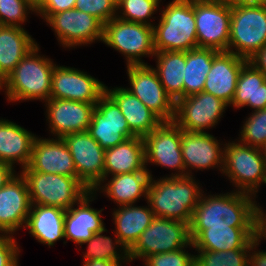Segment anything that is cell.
Segmentation results:
<instances>
[{
	"label": "cell",
	"instance_id": "cell-22",
	"mask_svg": "<svg viewBox=\"0 0 266 266\" xmlns=\"http://www.w3.org/2000/svg\"><path fill=\"white\" fill-rule=\"evenodd\" d=\"M96 194L93 191L86 193L77 204L72 205L65 211L64 216V238L63 243L68 240L73 241L77 245L89 240L97 233L105 229V224L102 219V211L92 208L90 202L96 200ZM77 205V207H76Z\"/></svg>",
	"mask_w": 266,
	"mask_h": 266
},
{
	"label": "cell",
	"instance_id": "cell-42",
	"mask_svg": "<svg viewBox=\"0 0 266 266\" xmlns=\"http://www.w3.org/2000/svg\"><path fill=\"white\" fill-rule=\"evenodd\" d=\"M20 252L13 235L0 233V266H19Z\"/></svg>",
	"mask_w": 266,
	"mask_h": 266
},
{
	"label": "cell",
	"instance_id": "cell-19",
	"mask_svg": "<svg viewBox=\"0 0 266 266\" xmlns=\"http://www.w3.org/2000/svg\"><path fill=\"white\" fill-rule=\"evenodd\" d=\"M46 121L54 138L66 134L85 132L92 121L96 104L64 99H49L44 102Z\"/></svg>",
	"mask_w": 266,
	"mask_h": 266
},
{
	"label": "cell",
	"instance_id": "cell-8",
	"mask_svg": "<svg viewBox=\"0 0 266 266\" xmlns=\"http://www.w3.org/2000/svg\"><path fill=\"white\" fill-rule=\"evenodd\" d=\"M102 43L124 55L126 66L147 65L142 58L156 54L153 26L118 17L104 24Z\"/></svg>",
	"mask_w": 266,
	"mask_h": 266
},
{
	"label": "cell",
	"instance_id": "cell-32",
	"mask_svg": "<svg viewBox=\"0 0 266 266\" xmlns=\"http://www.w3.org/2000/svg\"><path fill=\"white\" fill-rule=\"evenodd\" d=\"M230 106L237 110L248 106L252 112L266 109V76L249 61L242 66Z\"/></svg>",
	"mask_w": 266,
	"mask_h": 266
},
{
	"label": "cell",
	"instance_id": "cell-41",
	"mask_svg": "<svg viewBox=\"0 0 266 266\" xmlns=\"http://www.w3.org/2000/svg\"><path fill=\"white\" fill-rule=\"evenodd\" d=\"M186 248L173 252L153 254L145 258L144 266H194L195 255L188 253Z\"/></svg>",
	"mask_w": 266,
	"mask_h": 266
},
{
	"label": "cell",
	"instance_id": "cell-43",
	"mask_svg": "<svg viewBox=\"0 0 266 266\" xmlns=\"http://www.w3.org/2000/svg\"><path fill=\"white\" fill-rule=\"evenodd\" d=\"M75 3L76 0H46L35 14L46 20L51 14L74 9Z\"/></svg>",
	"mask_w": 266,
	"mask_h": 266
},
{
	"label": "cell",
	"instance_id": "cell-33",
	"mask_svg": "<svg viewBox=\"0 0 266 266\" xmlns=\"http://www.w3.org/2000/svg\"><path fill=\"white\" fill-rule=\"evenodd\" d=\"M156 71L158 78L167 94L174 102L184 97V75L186 52L161 51L156 52Z\"/></svg>",
	"mask_w": 266,
	"mask_h": 266
},
{
	"label": "cell",
	"instance_id": "cell-15",
	"mask_svg": "<svg viewBox=\"0 0 266 266\" xmlns=\"http://www.w3.org/2000/svg\"><path fill=\"white\" fill-rule=\"evenodd\" d=\"M71 152L77 178L92 191L104 179L105 149L87 132L62 137Z\"/></svg>",
	"mask_w": 266,
	"mask_h": 266
},
{
	"label": "cell",
	"instance_id": "cell-50",
	"mask_svg": "<svg viewBox=\"0 0 266 266\" xmlns=\"http://www.w3.org/2000/svg\"><path fill=\"white\" fill-rule=\"evenodd\" d=\"M26 1L36 13L44 5L46 0H26Z\"/></svg>",
	"mask_w": 266,
	"mask_h": 266
},
{
	"label": "cell",
	"instance_id": "cell-48",
	"mask_svg": "<svg viewBox=\"0 0 266 266\" xmlns=\"http://www.w3.org/2000/svg\"><path fill=\"white\" fill-rule=\"evenodd\" d=\"M82 263V266H122V262H114L100 259L83 261Z\"/></svg>",
	"mask_w": 266,
	"mask_h": 266
},
{
	"label": "cell",
	"instance_id": "cell-40",
	"mask_svg": "<svg viewBox=\"0 0 266 266\" xmlns=\"http://www.w3.org/2000/svg\"><path fill=\"white\" fill-rule=\"evenodd\" d=\"M74 9L90 14L106 24L117 15V0H76Z\"/></svg>",
	"mask_w": 266,
	"mask_h": 266
},
{
	"label": "cell",
	"instance_id": "cell-44",
	"mask_svg": "<svg viewBox=\"0 0 266 266\" xmlns=\"http://www.w3.org/2000/svg\"><path fill=\"white\" fill-rule=\"evenodd\" d=\"M260 241L257 238L253 239V245L249 254L248 266H266V251L257 250ZM257 248V249H256Z\"/></svg>",
	"mask_w": 266,
	"mask_h": 266
},
{
	"label": "cell",
	"instance_id": "cell-9",
	"mask_svg": "<svg viewBox=\"0 0 266 266\" xmlns=\"http://www.w3.org/2000/svg\"><path fill=\"white\" fill-rule=\"evenodd\" d=\"M184 247L193 248L189 223L154 217L135 244L128 250L129 263L158 253L173 252Z\"/></svg>",
	"mask_w": 266,
	"mask_h": 266
},
{
	"label": "cell",
	"instance_id": "cell-17",
	"mask_svg": "<svg viewBox=\"0 0 266 266\" xmlns=\"http://www.w3.org/2000/svg\"><path fill=\"white\" fill-rule=\"evenodd\" d=\"M105 86L87 72L55 64L50 98L96 104L105 92Z\"/></svg>",
	"mask_w": 266,
	"mask_h": 266
},
{
	"label": "cell",
	"instance_id": "cell-24",
	"mask_svg": "<svg viewBox=\"0 0 266 266\" xmlns=\"http://www.w3.org/2000/svg\"><path fill=\"white\" fill-rule=\"evenodd\" d=\"M109 177H105L92 191L96 194L104 193V196L121 206L136 204L143 196L144 199L147 198V188L153 175L152 171L145 167L142 171Z\"/></svg>",
	"mask_w": 266,
	"mask_h": 266
},
{
	"label": "cell",
	"instance_id": "cell-23",
	"mask_svg": "<svg viewBox=\"0 0 266 266\" xmlns=\"http://www.w3.org/2000/svg\"><path fill=\"white\" fill-rule=\"evenodd\" d=\"M247 61L234 53L218 52L213 57L212 67L207 74L203 91L214 95L230 106L242 66Z\"/></svg>",
	"mask_w": 266,
	"mask_h": 266
},
{
	"label": "cell",
	"instance_id": "cell-20",
	"mask_svg": "<svg viewBox=\"0 0 266 266\" xmlns=\"http://www.w3.org/2000/svg\"><path fill=\"white\" fill-rule=\"evenodd\" d=\"M31 206L27 182L17 173L0 189V233L15 235L24 229Z\"/></svg>",
	"mask_w": 266,
	"mask_h": 266
},
{
	"label": "cell",
	"instance_id": "cell-25",
	"mask_svg": "<svg viewBox=\"0 0 266 266\" xmlns=\"http://www.w3.org/2000/svg\"><path fill=\"white\" fill-rule=\"evenodd\" d=\"M105 92L116 102L130 130L139 137L154 131L163 121L125 87L108 88Z\"/></svg>",
	"mask_w": 266,
	"mask_h": 266
},
{
	"label": "cell",
	"instance_id": "cell-4",
	"mask_svg": "<svg viewBox=\"0 0 266 266\" xmlns=\"http://www.w3.org/2000/svg\"><path fill=\"white\" fill-rule=\"evenodd\" d=\"M159 10L154 28L156 52H186L198 48L195 22V0H172Z\"/></svg>",
	"mask_w": 266,
	"mask_h": 266
},
{
	"label": "cell",
	"instance_id": "cell-31",
	"mask_svg": "<svg viewBox=\"0 0 266 266\" xmlns=\"http://www.w3.org/2000/svg\"><path fill=\"white\" fill-rule=\"evenodd\" d=\"M31 36L25 28L0 26V74L5 79L37 45Z\"/></svg>",
	"mask_w": 266,
	"mask_h": 266
},
{
	"label": "cell",
	"instance_id": "cell-1",
	"mask_svg": "<svg viewBox=\"0 0 266 266\" xmlns=\"http://www.w3.org/2000/svg\"><path fill=\"white\" fill-rule=\"evenodd\" d=\"M256 197L244 192L202 193L189 224L193 240L202 230L219 227H256Z\"/></svg>",
	"mask_w": 266,
	"mask_h": 266
},
{
	"label": "cell",
	"instance_id": "cell-7",
	"mask_svg": "<svg viewBox=\"0 0 266 266\" xmlns=\"http://www.w3.org/2000/svg\"><path fill=\"white\" fill-rule=\"evenodd\" d=\"M266 46V5L231 4L228 52L251 59Z\"/></svg>",
	"mask_w": 266,
	"mask_h": 266
},
{
	"label": "cell",
	"instance_id": "cell-34",
	"mask_svg": "<svg viewBox=\"0 0 266 266\" xmlns=\"http://www.w3.org/2000/svg\"><path fill=\"white\" fill-rule=\"evenodd\" d=\"M218 53L214 49L196 48L186 51L184 75V97L198 94L204 90V84L209 73L213 57Z\"/></svg>",
	"mask_w": 266,
	"mask_h": 266
},
{
	"label": "cell",
	"instance_id": "cell-30",
	"mask_svg": "<svg viewBox=\"0 0 266 266\" xmlns=\"http://www.w3.org/2000/svg\"><path fill=\"white\" fill-rule=\"evenodd\" d=\"M145 168L144 141L135 136L121 144L105 149L104 178L142 171Z\"/></svg>",
	"mask_w": 266,
	"mask_h": 266
},
{
	"label": "cell",
	"instance_id": "cell-47",
	"mask_svg": "<svg viewBox=\"0 0 266 266\" xmlns=\"http://www.w3.org/2000/svg\"><path fill=\"white\" fill-rule=\"evenodd\" d=\"M15 168L0 161V189L16 174Z\"/></svg>",
	"mask_w": 266,
	"mask_h": 266
},
{
	"label": "cell",
	"instance_id": "cell-12",
	"mask_svg": "<svg viewBox=\"0 0 266 266\" xmlns=\"http://www.w3.org/2000/svg\"><path fill=\"white\" fill-rule=\"evenodd\" d=\"M44 22L51 27L58 43L64 48L75 49L103 40L104 24L96 17L76 9L51 14Z\"/></svg>",
	"mask_w": 266,
	"mask_h": 266
},
{
	"label": "cell",
	"instance_id": "cell-29",
	"mask_svg": "<svg viewBox=\"0 0 266 266\" xmlns=\"http://www.w3.org/2000/svg\"><path fill=\"white\" fill-rule=\"evenodd\" d=\"M146 203L147 206L131 204L117 206V209H113L112 220L115 224L113 232L127 251L155 217L148 202Z\"/></svg>",
	"mask_w": 266,
	"mask_h": 266
},
{
	"label": "cell",
	"instance_id": "cell-5",
	"mask_svg": "<svg viewBox=\"0 0 266 266\" xmlns=\"http://www.w3.org/2000/svg\"><path fill=\"white\" fill-rule=\"evenodd\" d=\"M222 174L228 177L234 191L257 197L259 187L266 185V153L239 140L225 142Z\"/></svg>",
	"mask_w": 266,
	"mask_h": 266
},
{
	"label": "cell",
	"instance_id": "cell-26",
	"mask_svg": "<svg viewBox=\"0 0 266 266\" xmlns=\"http://www.w3.org/2000/svg\"><path fill=\"white\" fill-rule=\"evenodd\" d=\"M36 136L13 121L0 118V161L14 168L15 165H21L20 169L27 167Z\"/></svg>",
	"mask_w": 266,
	"mask_h": 266
},
{
	"label": "cell",
	"instance_id": "cell-39",
	"mask_svg": "<svg viewBox=\"0 0 266 266\" xmlns=\"http://www.w3.org/2000/svg\"><path fill=\"white\" fill-rule=\"evenodd\" d=\"M30 11L35 14L26 0H0V23L3 26L23 28Z\"/></svg>",
	"mask_w": 266,
	"mask_h": 266
},
{
	"label": "cell",
	"instance_id": "cell-27",
	"mask_svg": "<svg viewBox=\"0 0 266 266\" xmlns=\"http://www.w3.org/2000/svg\"><path fill=\"white\" fill-rule=\"evenodd\" d=\"M64 216L65 210L61 208L32 204L24 229H29L37 242L50 248L65 239Z\"/></svg>",
	"mask_w": 266,
	"mask_h": 266
},
{
	"label": "cell",
	"instance_id": "cell-36",
	"mask_svg": "<svg viewBox=\"0 0 266 266\" xmlns=\"http://www.w3.org/2000/svg\"><path fill=\"white\" fill-rule=\"evenodd\" d=\"M253 240L243 249L227 251L195 250L194 266H248Z\"/></svg>",
	"mask_w": 266,
	"mask_h": 266
},
{
	"label": "cell",
	"instance_id": "cell-14",
	"mask_svg": "<svg viewBox=\"0 0 266 266\" xmlns=\"http://www.w3.org/2000/svg\"><path fill=\"white\" fill-rule=\"evenodd\" d=\"M127 75L130 93L153 111L162 121H173L175 102L167 94L151 65H129Z\"/></svg>",
	"mask_w": 266,
	"mask_h": 266
},
{
	"label": "cell",
	"instance_id": "cell-3",
	"mask_svg": "<svg viewBox=\"0 0 266 266\" xmlns=\"http://www.w3.org/2000/svg\"><path fill=\"white\" fill-rule=\"evenodd\" d=\"M38 45L29 51L6 77L4 94L8 102H46L50 99L55 63L45 55H40Z\"/></svg>",
	"mask_w": 266,
	"mask_h": 266
},
{
	"label": "cell",
	"instance_id": "cell-13",
	"mask_svg": "<svg viewBox=\"0 0 266 266\" xmlns=\"http://www.w3.org/2000/svg\"><path fill=\"white\" fill-rule=\"evenodd\" d=\"M227 107L221 99L202 91L175 102L173 121L184 131L204 133L218 124Z\"/></svg>",
	"mask_w": 266,
	"mask_h": 266
},
{
	"label": "cell",
	"instance_id": "cell-38",
	"mask_svg": "<svg viewBox=\"0 0 266 266\" xmlns=\"http://www.w3.org/2000/svg\"><path fill=\"white\" fill-rule=\"evenodd\" d=\"M249 115L243 121L238 140L249 146L265 149L266 109L255 110Z\"/></svg>",
	"mask_w": 266,
	"mask_h": 266
},
{
	"label": "cell",
	"instance_id": "cell-18",
	"mask_svg": "<svg viewBox=\"0 0 266 266\" xmlns=\"http://www.w3.org/2000/svg\"><path fill=\"white\" fill-rule=\"evenodd\" d=\"M216 138L208 132H188L181 129L185 176H192L194 169L203 171L217 168L222 173L225 144H221Z\"/></svg>",
	"mask_w": 266,
	"mask_h": 266
},
{
	"label": "cell",
	"instance_id": "cell-49",
	"mask_svg": "<svg viewBox=\"0 0 266 266\" xmlns=\"http://www.w3.org/2000/svg\"><path fill=\"white\" fill-rule=\"evenodd\" d=\"M231 4H256L266 5V0H227Z\"/></svg>",
	"mask_w": 266,
	"mask_h": 266
},
{
	"label": "cell",
	"instance_id": "cell-37",
	"mask_svg": "<svg viewBox=\"0 0 266 266\" xmlns=\"http://www.w3.org/2000/svg\"><path fill=\"white\" fill-rule=\"evenodd\" d=\"M160 2L162 0H118L116 17L124 21L154 26L150 20H155L156 17L152 16L160 10Z\"/></svg>",
	"mask_w": 266,
	"mask_h": 266
},
{
	"label": "cell",
	"instance_id": "cell-6",
	"mask_svg": "<svg viewBox=\"0 0 266 266\" xmlns=\"http://www.w3.org/2000/svg\"><path fill=\"white\" fill-rule=\"evenodd\" d=\"M20 173L27 182L31 204L66 211L90 191L77 177L36 172L28 166Z\"/></svg>",
	"mask_w": 266,
	"mask_h": 266
},
{
	"label": "cell",
	"instance_id": "cell-21",
	"mask_svg": "<svg viewBox=\"0 0 266 266\" xmlns=\"http://www.w3.org/2000/svg\"><path fill=\"white\" fill-rule=\"evenodd\" d=\"M28 167L36 172L77 177L71 152L62 138L36 136Z\"/></svg>",
	"mask_w": 266,
	"mask_h": 266
},
{
	"label": "cell",
	"instance_id": "cell-45",
	"mask_svg": "<svg viewBox=\"0 0 266 266\" xmlns=\"http://www.w3.org/2000/svg\"><path fill=\"white\" fill-rule=\"evenodd\" d=\"M257 204V216H256V238L261 242L262 238L266 239V213L263 211V207Z\"/></svg>",
	"mask_w": 266,
	"mask_h": 266
},
{
	"label": "cell",
	"instance_id": "cell-46",
	"mask_svg": "<svg viewBox=\"0 0 266 266\" xmlns=\"http://www.w3.org/2000/svg\"><path fill=\"white\" fill-rule=\"evenodd\" d=\"M258 70L266 76V46L259 50L251 59L248 60Z\"/></svg>",
	"mask_w": 266,
	"mask_h": 266
},
{
	"label": "cell",
	"instance_id": "cell-35",
	"mask_svg": "<svg viewBox=\"0 0 266 266\" xmlns=\"http://www.w3.org/2000/svg\"><path fill=\"white\" fill-rule=\"evenodd\" d=\"M104 232H108V230L103 229L94 233L92 238L79 246L82 247V245L87 244V250L82 252L84 253L82 256L84 258L83 261L100 259L114 262H126V264H128V251L120 243L118 237L113 232L115 238L112 240L110 236L103 235Z\"/></svg>",
	"mask_w": 266,
	"mask_h": 266
},
{
	"label": "cell",
	"instance_id": "cell-2",
	"mask_svg": "<svg viewBox=\"0 0 266 266\" xmlns=\"http://www.w3.org/2000/svg\"><path fill=\"white\" fill-rule=\"evenodd\" d=\"M160 177L150 178L147 198L155 217L191 222L192 213L204 190L195 177Z\"/></svg>",
	"mask_w": 266,
	"mask_h": 266
},
{
	"label": "cell",
	"instance_id": "cell-51",
	"mask_svg": "<svg viewBox=\"0 0 266 266\" xmlns=\"http://www.w3.org/2000/svg\"><path fill=\"white\" fill-rule=\"evenodd\" d=\"M3 89V92H5L4 91V89H5V78L0 74V90H2Z\"/></svg>",
	"mask_w": 266,
	"mask_h": 266
},
{
	"label": "cell",
	"instance_id": "cell-28",
	"mask_svg": "<svg viewBox=\"0 0 266 266\" xmlns=\"http://www.w3.org/2000/svg\"><path fill=\"white\" fill-rule=\"evenodd\" d=\"M256 238V227H219L202 230L193 240V249L227 251L245 248Z\"/></svg>",
	"mask_w": 266,
	"mask_h": 266
},
{
	"label": "cell",
	"instance_id": "cell-16",
	"mask_svg": "<svg viewBox=\"0 0 266 266\" xmlns=\"http://www.w3.org/2000/svg\"><path fill=\"white\" fill-rule=\"evenodd\" d=\"M87 132L103 149L115 147L136 136L116 102L106 92L95 105Z\"/></svg>",
	"mask_w": 266,
	"mask_h": 266
},
{
	"label": "cell",
	"instance_id": "cell-11",
	"mask_svg": "<svg viewBox=\"0 0 266 266\" xmlns=\"http://www.w3.org/2000/svg\"><path fill=\"white\" fill-rule=\"evenodd\" d=\"M145 167L158 165L172 170L168 177L185 176L181 149V128L174 121H163L154 131L143 137Z\"/></svg>",
	"mask_w": 266,
	"mask_h": 266
},
{
	"label": "cell",
	"instance_id": "cell-10",
	"mask_svg": "<svg viewBox=\"0 0 266 266\" xmlns=\"http://www.w3.org/2000/svg\"><path fill=\"white\" fill-rule=\"evenodd\" d=\"M198 48L228 52L231 3L227 0H195Z\"/></svg>",
	"mask_w": 266,
	"mask_h": 266
}]
</instances>
